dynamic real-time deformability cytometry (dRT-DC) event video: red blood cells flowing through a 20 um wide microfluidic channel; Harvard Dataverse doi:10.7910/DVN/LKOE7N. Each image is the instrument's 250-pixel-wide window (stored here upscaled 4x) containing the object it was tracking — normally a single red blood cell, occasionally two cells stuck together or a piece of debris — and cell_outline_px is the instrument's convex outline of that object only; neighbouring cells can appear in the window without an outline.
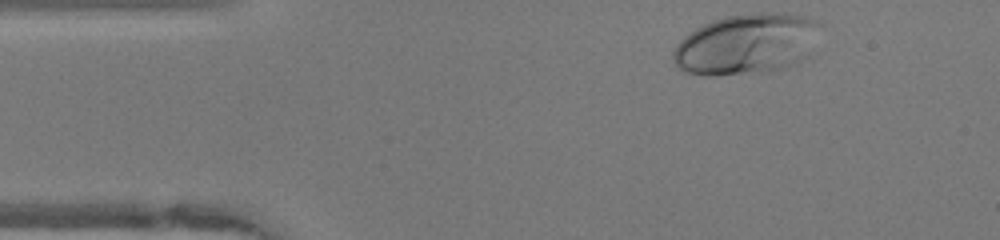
{"species": "human", "species_latin": "Homo sapiens", "temperature_condition": "warm", "stored_images_in_passage": 34, "camera_frame_rate_fps": 3000, "um_per_image_px": 0.085, "donor": {"sex": "female"}, "frame": {"image": 1, "passage_image": 1, "time_ms": 0.0, "image_size_px": [1000, 240], "cell_outline_px": [[824, 24], [804, 56], [796, 64], [768, 72], [716, 76], [704, 76], [684, 72], [672, 60], [672, 52], [680, 40], [688, 32], [712, 20], [724, 16], [756, 12], [780, 12], [804, 16], [816, 20]], "centroid_in_image_um": [63.42, 3.74], "position_along_channel_um": 21.6, "area_um2": 52.42}}
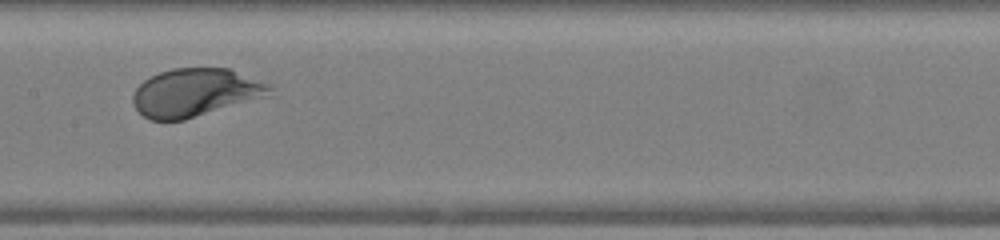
{"frame": {"image": 2, "passage_image": 18, "time_ms": 5.667, "image_size_px": [1000, 240], "cell_outline_px": [[276, 96], [184, 120], [152, 120], [144, 116], [136, 108], [132, 100], [132, 96], [136, 88], [144, 80], [160, 72], [172, 68], [228, 68], [272, 84]], "centroid_in_image_um": [16.74, 7.88], "position_along_channel_um": 190.7, "area_um2": 39.19}}
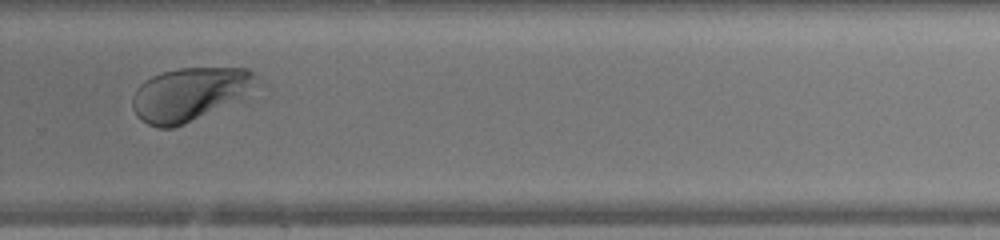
{"frame": {"image": 3, "passage_image": 27, "time_ms": 8.667, "image_size_px": [1000, 240], "cell_outline_px": [[268, 84], [240, 100], [184, 124], [172, 128], [156, 128], [140, 120], [136, 116], [132, 108], [132, 96], [136, 88], [144, 80], [160, 72], [180, 68], [248, 68]], "centroid_in_image_um": [16.23, 7.99], "position_along_channel_um": 313.6, "area_um2": 39.82}, "authors_computed_cell_mechanics": {"area_um2": 39.3907, "velocity_mm_per_s": 4.12, "shape_relaxation_time_tau1_ms": 2.9447, "shape_relaxation_time_tau2_ms": null, "deformation_change_tau1": 0.2019, "deformation_change_tau2": null}}